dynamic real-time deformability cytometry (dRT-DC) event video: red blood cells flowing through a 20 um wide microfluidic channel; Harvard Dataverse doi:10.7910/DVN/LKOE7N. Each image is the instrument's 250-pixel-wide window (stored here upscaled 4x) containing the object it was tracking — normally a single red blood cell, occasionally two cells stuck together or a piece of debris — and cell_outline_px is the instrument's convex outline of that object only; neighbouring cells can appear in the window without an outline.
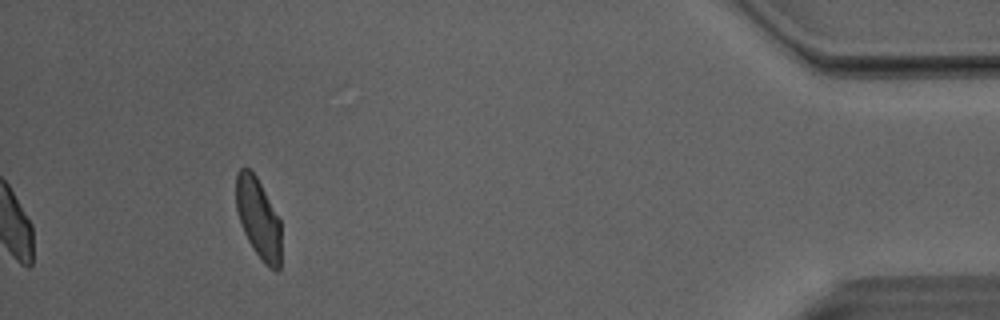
{"species": "Egyptian fruit bat (a non-hibernating species)", "species_latin": "Rousettus aegyptiacus", "temperature_condition": "room temperature", "stored_images_in_passage": 34, "camera_frame_rate_fps": 3000, "um_per_image_px": 0.085, "animal": {"sex": "male"}, "frame": {"image": 1, "passage_image": 34, "time_ms": 11.0, "image_size_px": [1000, 320], "cell_outline_px": [[280, 268], [276, 272], [268, 268], [264, 264], [252, 248], [240, 224], [236, 208], [236, 172], [240, 168], [248, 168], [256, 176], [280, 220]], "centroid_in_image_um": [21.95, 18.59], "position_along_channel_um": 413.3, "area_um2": 21.1}, "authors_computed_cell_mechanics": {"area_um2": 22.5131, "velocity_mm_per_s": 4.068, "shape_relaxation_time_tau1_ms": null, "shape_relaxation_time_tau2_ms": 1.0487, "deformation_change_tau1": null, "deformation_change_tau2": 0.0654}}